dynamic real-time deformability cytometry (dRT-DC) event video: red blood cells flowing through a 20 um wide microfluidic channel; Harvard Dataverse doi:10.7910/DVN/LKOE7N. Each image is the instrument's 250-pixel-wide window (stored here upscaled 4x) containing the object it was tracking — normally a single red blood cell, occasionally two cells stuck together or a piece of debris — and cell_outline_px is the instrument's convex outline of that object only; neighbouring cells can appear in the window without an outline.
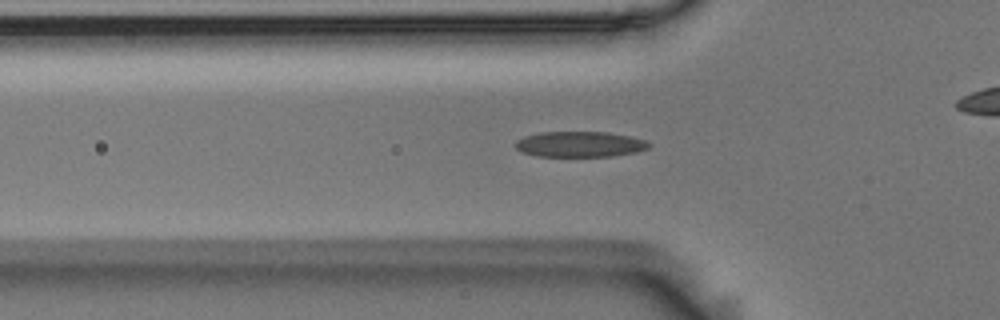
{"species": "Egyptian fruit bat (a non-hibernating species)", "species_latin": "Rousettus aegyptiacus", "temperature_condition": "room temperature", "stored_images_in_passage": 55, "camera_frame_rate_fps": 3000, "um_per_image_px": 0.085, "animal": {"sex": "male"}, "frame": {"image": 1, "passage_image": 17, "time_ms": 5.333, "image_size_px": [1000, 320], "cell_outline_px": [[652, 144], [648, 148], [636, 152], [612, 156], [536, 156], [520, 152], [512, 144], [516, 140], [524, 136], [540, 132], [608, 132], [628, 136], [644, 140]], "centroid_in_image_um": [49.23, 12.26], "position_along_channel_um": 76.6, "area_um2": 20.0}}
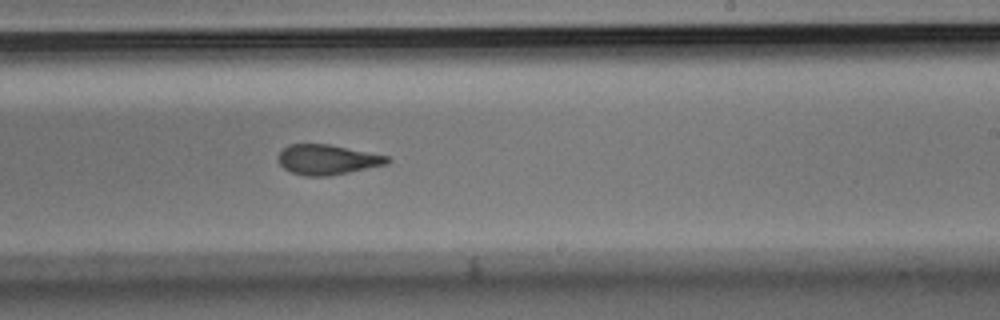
{"frame": {"image": 2, "passage_image": 32, "time_ms": 10.333, "image_size_px": [1000, 320], "cell_outline_px": [[392, 160], [388, 164], [328, 176], [304, 176], [292, 172], [284, 168], [276, 160], [276, 156], [288, 144], [328, 144], [388, 156]], "centroid_in_image_um": [27.79, 13.57], "position_along_channel_um": 261.2, "area_um2": 19.07}}
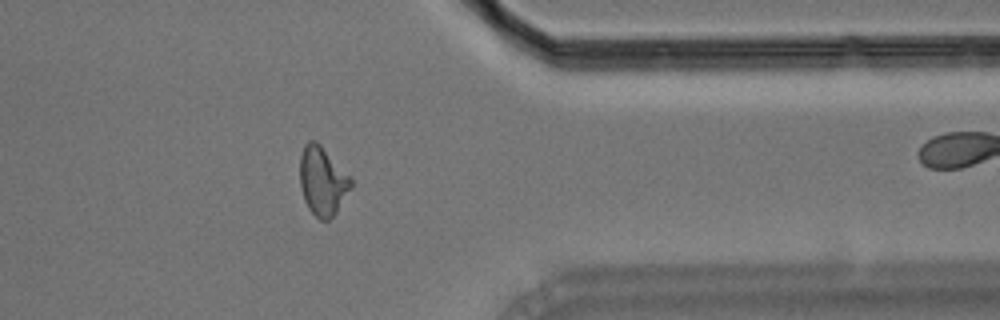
{"frame": {"image": 3, "passage_image": 43, "time_ms": 14.0, "image_size_px": [1000, 320], "cell_outline_px": [[352, 188], [336, 212], [328, 220], [320, 220], [308, 208], [304, 200], [300, 184], [300, 156], [304, 144], [308, 140], [316, 140], [352, 176]], "centroid_in_image_um": [27.43, 15.36], "position_along_channel_um": 384.0, "area_um2": 20.69}, "authors_computed_cell_mechanics": {"area_um2": 19.8254, "velocity_mm_per_s": 3.6775, "shape_relaxation_time_tau1_ms": 6.9794, "shape_relaxation_time_tau2_ms": 2.1687, "deformation_change_tau1": 0.1988, "deformation_change_tau2": 0.1001}}